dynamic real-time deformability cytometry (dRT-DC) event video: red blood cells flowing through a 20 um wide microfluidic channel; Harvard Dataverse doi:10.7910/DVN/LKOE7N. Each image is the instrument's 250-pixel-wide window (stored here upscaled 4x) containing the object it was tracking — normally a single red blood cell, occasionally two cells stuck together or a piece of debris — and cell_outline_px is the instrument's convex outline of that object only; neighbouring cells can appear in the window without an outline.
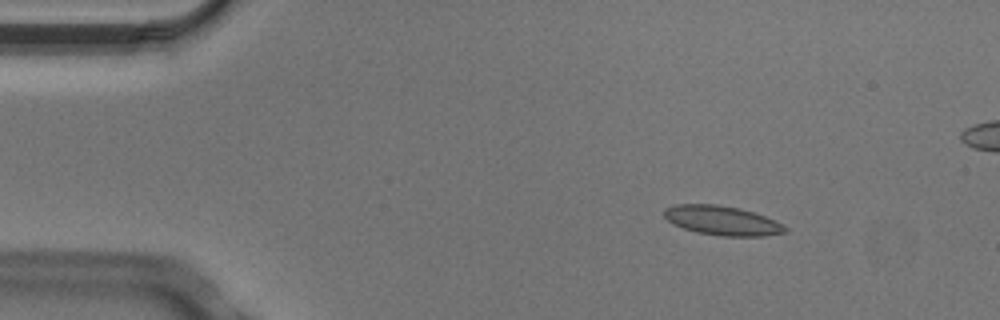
{"species": "Egyptian fruit bat (a non-hibernating species)", "species_latin": "Rousettus aegyptiacus", "temperature_condition": "cold", "stored_images_in_passage": 6, "camera_frame_rate_fps": 3000, "um_per_image_px": 0.085, "animal": {"sex": "male"}, "frame": {"image": 1, "passage_image": 3, "time_ms": 0.667, "image_size_px": [1000, 320], "cell_outline_px": [[788, 232], [764, 236], [724, 236], [696, 232], [672, 224], [664, 216], [664, 208], [676, 204], [716, 204], [740, 208], [764, 216], [788, 228]], "centroid_in_image_um": [61.35, 18.74], "position_along_channel_um": 23.6, "area_um2": 20.58}}